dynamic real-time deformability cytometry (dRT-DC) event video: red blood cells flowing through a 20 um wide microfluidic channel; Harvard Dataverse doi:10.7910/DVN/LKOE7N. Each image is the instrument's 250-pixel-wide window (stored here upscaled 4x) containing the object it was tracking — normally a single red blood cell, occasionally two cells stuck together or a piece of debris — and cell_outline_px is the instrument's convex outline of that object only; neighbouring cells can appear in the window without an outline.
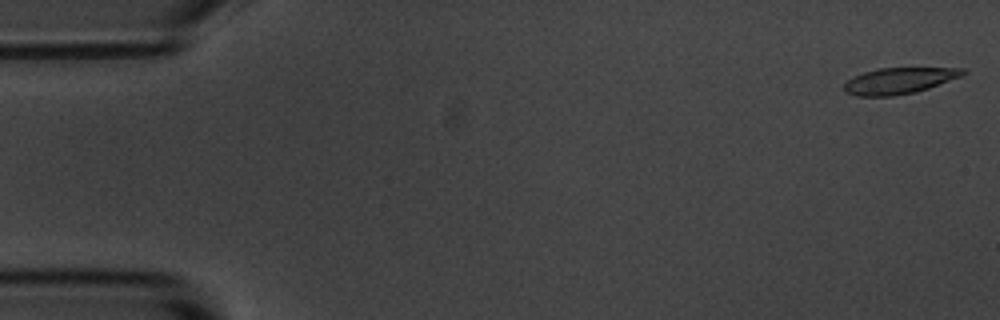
{"species": "common noctule bat (a hibernating species)", "species_latin": "Nyctalus noctula", "temperature_condition": "room temperature", "stored_images_in_passage": 5, "camera_frame_rate_fps": 3000, "um_per_image_px": 0.085, "animal": {"sex": "male", "body_mass_g": 20.1, "forearm_length_mm": 53.5}, "frame": {"image": 1, "passage_image": 1, "time_ms": 0.0, "image_size_px": [1000, 320], "cell_outline_px": [[968, 72], [960, 76], [928, 88], [916, 92], [892, 96], [856, 96], [844, 92], [844, 84], [852, 76], [876, 68], [964, 68]], "centroid_in_image_um": [76.38, 6.86], "position_along_channel_um": 8.6, "area_um2": 18.09}}
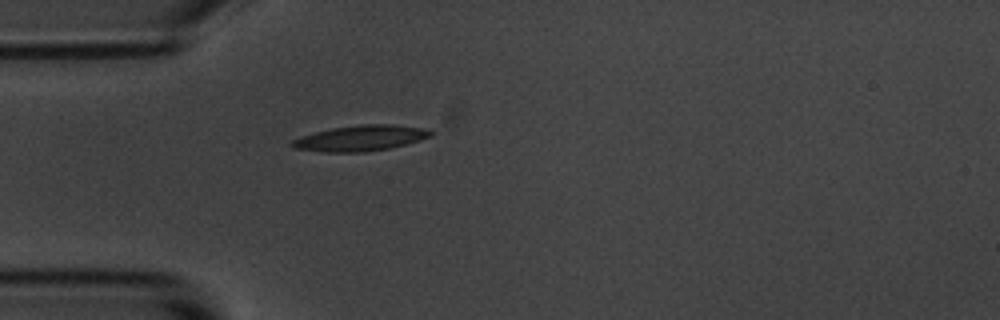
{"frame": {"image": 2, "passage_image": 5, "time_ms": 4.667, "image_size_px": [1000, 320], "cell_outline_px": [[436, 132], [432, 136], [420, 140], [388, 148], [364, 152], [324, 152], [292, 148], [288, 144], [292, 140], [316, 132], [332, 128], [360, 124], [392, 124], [424, 128]], "centroid_in_image_um": [30.66, 11.74], "position_along_channel_um": 54.3, "area_um2": 20.69}}